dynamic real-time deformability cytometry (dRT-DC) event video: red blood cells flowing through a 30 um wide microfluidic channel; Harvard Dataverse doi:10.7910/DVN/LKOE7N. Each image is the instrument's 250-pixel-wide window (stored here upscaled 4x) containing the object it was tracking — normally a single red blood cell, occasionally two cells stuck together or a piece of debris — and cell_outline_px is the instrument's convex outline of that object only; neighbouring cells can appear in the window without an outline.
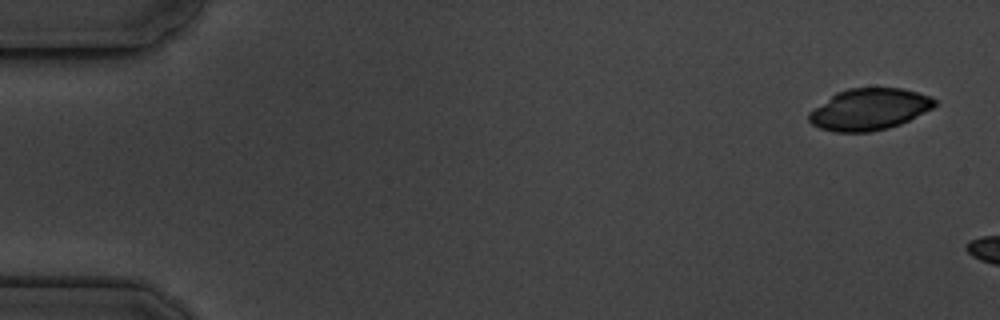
{"species": "common noctule bat (a hibernating species)", "species_latin": "Nyctalus noctula", "temperature_condition": "cold", "stored_images_in_passage": 3, "camera_frame_rate_fps": 3000, "um_per_image_px": 0.085, "animal": {"sex": "male", "body_mass_g": 19.5, "forearm_length_mm": 54.6}, "frame": {"image": 1, "passage_image": 1, "time_ms": 0.0, "image_size_px": [1000, 320], "cell_outline_px": [[936, 104], [932, 108], [900, 124], [888, 128], [872, 132], [836, 132], [820, 128], [812, 124], [808, 120], [808, 112], [836, 92], [848, 88], [900, 88], [916, 92], [928, 96], [936, 100]], "centroid_in_image_um": [73.84, 9.29], "position_along_channel_um": 11.2, "area_um2": 30.29}}